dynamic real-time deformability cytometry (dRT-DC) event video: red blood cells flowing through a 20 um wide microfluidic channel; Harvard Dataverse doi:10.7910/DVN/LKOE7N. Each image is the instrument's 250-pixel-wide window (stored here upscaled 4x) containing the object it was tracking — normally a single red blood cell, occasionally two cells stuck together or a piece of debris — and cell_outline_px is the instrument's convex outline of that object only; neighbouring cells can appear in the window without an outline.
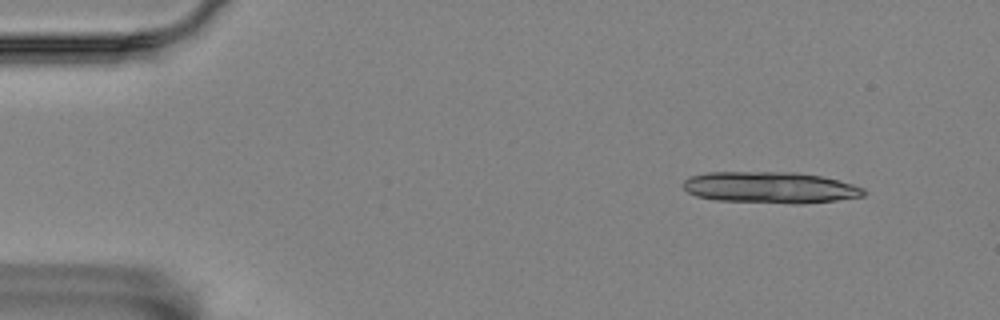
{"species": "Egyptian fruit bat (a non-hibernating species)", "species_latin": "Rousettus aegyptiacus", "temperature_condition": "room temperature", "stored_images_in_passage": 4, "camera_frame_rate_fps": 3000, "um_per_image_px": 0.085, "animal": {"sex": "female"}, "frame": {"image": 1, "passage_image": 1, "time_ms": 0.0, "image_size_px": [1000, 320], "cell_outline_px": [[868, 192], [864, 196], [836, 200], [804, 204], [792, 204], [716, 200], [696, 196], [688, 192], [680, 184], [688, 176], [708, 172], [796, 172], [820, 176], [852, 184], [864, 188]], "centroid_in_image_um": [65.44, 15.94], "position_along_channel_um": 19.6, "area_um2": 33.35}}